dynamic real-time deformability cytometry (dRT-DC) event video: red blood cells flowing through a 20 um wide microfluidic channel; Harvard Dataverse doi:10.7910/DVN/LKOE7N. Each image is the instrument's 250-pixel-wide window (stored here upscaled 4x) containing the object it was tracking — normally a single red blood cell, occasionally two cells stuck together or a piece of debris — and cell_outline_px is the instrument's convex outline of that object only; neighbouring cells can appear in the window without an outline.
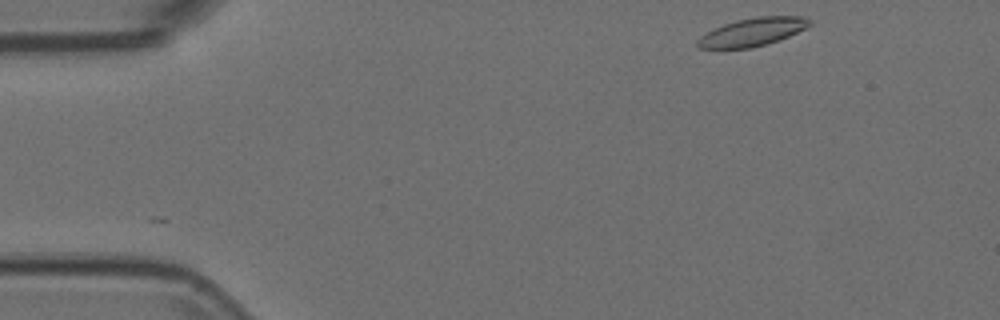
{"species": "Egyptian fruit bat (a non-hibernating species)", "species_latin": "Rousettus aegyptiacus", "temperature_condition": "room temperature", "stored_images_in_passage": 49, "camera_frame_rate_fps": 3000, "um_per_image_px": 0.085, "animal": {"sex": "female"}, "frame": {"image": 1, "passage_image": 1, "time_ms": 0.0, "image_size_px": [1000, 320], "cell_outline_px": [[812, 24], [788, 36], [752, 48], [700, 48], [696, 44], [696, 40], [700, 36], [724, 24], [736, 20], [756, 16], [800, 16], [812, 20]], "centroid_in_image_um": [63.95, 2.71], "position_along_channel_um": 21.1, "area_um2": 18.03}}
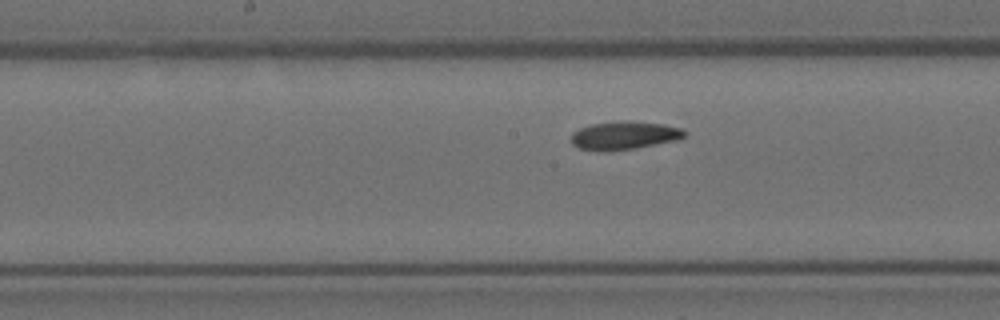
{"frame": {"image": 2, "passage_image": 22, "time_ms": 7.0, "image_size_px": [1000, 320], "cell_outline_px": [[688, 136], [680, 140], [636, 148], [608, 152], [604, 152], [580, 148], [572, 144], [572, 132], [580, 128], [592, 124], [620, 120], [632, 120], [664, 124], [680, 128], [688, 132]], "centroid_in_image_um": [53.13, 11.51], "position_along_channel_um": 195.1, "area_um2": 19.13}}
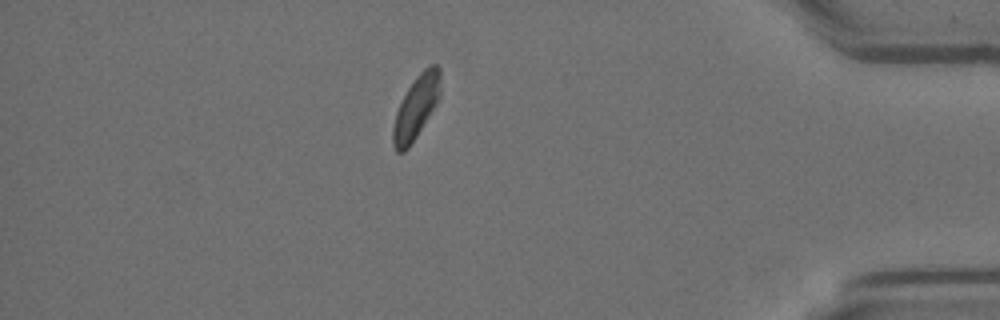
{"frame": {"image": 3, "passage_image": 42, "time_ms": 13.667, "image_size_px": [1000, 320], "cell_outline_px": [[440, 96], [416, 136], [408, 148], [404, 152], [396, 152], [392, 144], [392, 128], [396, 112], [408, 88], [416, 76], [424, 68], [432, 64], [436, 64], [440, 68]], "centroid_in_image_um": [35.35, 9.11], "position_along_channel_um": 399.8, "area_um2": 17.11}}